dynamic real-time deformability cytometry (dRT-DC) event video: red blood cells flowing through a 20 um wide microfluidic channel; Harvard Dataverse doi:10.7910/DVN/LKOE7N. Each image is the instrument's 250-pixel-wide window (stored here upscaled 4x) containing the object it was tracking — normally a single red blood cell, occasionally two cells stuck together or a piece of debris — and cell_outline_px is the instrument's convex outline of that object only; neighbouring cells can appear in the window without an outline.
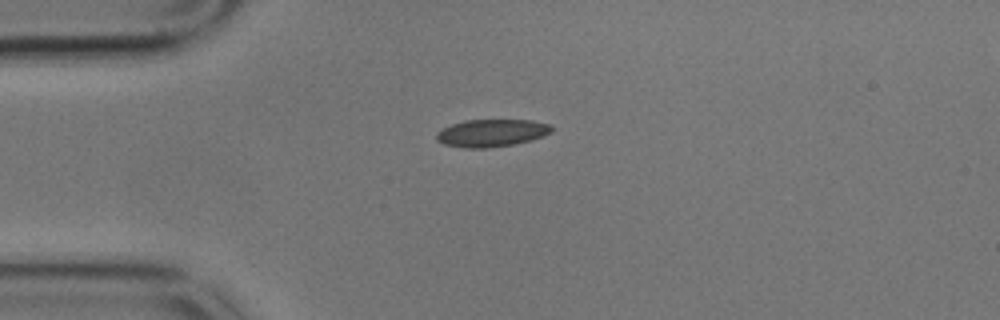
{"species": "common noctule bat (a hibernating species)", "species_latin": "Nyctalus noctula", "temperature_condition": "cold", "stored_images_in_passage": 45, "camera_frame_rate_fps": 3000, "um_per_image_px": 0.085, "animal": {"sex": "male", "body_mass_g": 17.9}, "frame": {"image": 1, "passage_image": 1, "time_ms": 0.0, "image_size_px": [1000, 320], "cell_outline_px": [[556, 128], [552, 132], [544, 136], [532, 140], [512, 144], [484, 148], [464, 148], [444, 144], [436, 140], [436, 132], [440, 128], [464, 120], [532, 120], [552, 124]], "centroid_in_image_um": [41.81, 11.29], "position_along_channel_um": 43.2, "area_um2": 18.73}}
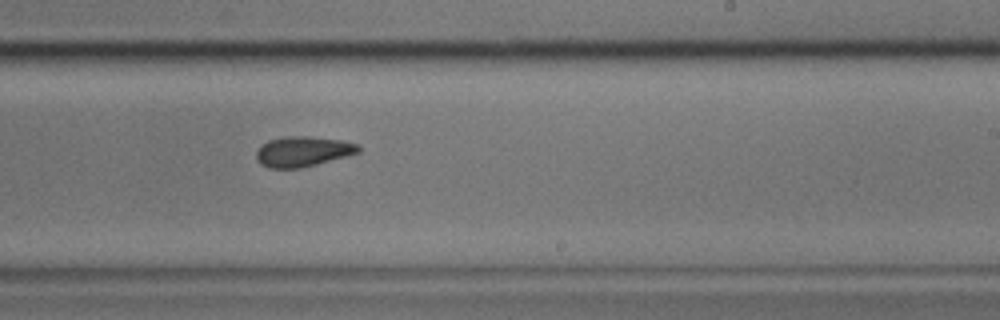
{"frame": {"image": 2, "passage_image": 22, "time_ms": 7.0, "image_size_px": [1000, 320], "cell_outline_px": [[360, 152], [348, 156], [300, 168], [268, 168], [260, 164], [256, 160], [256, 152], [268, 140], [284, 136], [304, 136], [344, 140], [360, 144]], "centroid_in_image_um": [25.77, 12.87], "position_along_channel_um": 263.2, "area_um2": 18.09}}
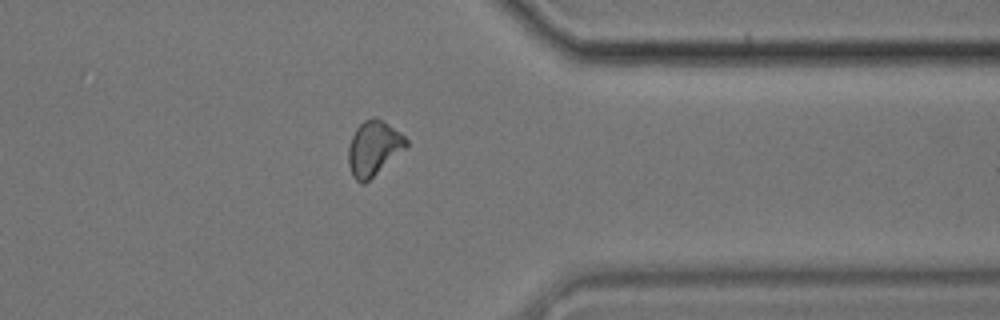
{"frame": {"image": 3, "passage_image": 33, "time_ms": 10.667, "image_size_px": [1000, 320], "cell_outline_px": [[408, 144], [404, 148], [364, 184], [360, 184], [352, 176], [348, 164], [348, 148], [352, 136], [356, 128], [364, 120], [372, 116], [388, 124], [400, 132], [408, 140]], "centroid_in_image_um": [31.72, 12.6], "position_along_channel_um": 379.7, "area_um2": 18.09}, "authors_computed_cell_mechanics": {"area_um2": 18.2648, "velocity_mm_per_s": 3.4139, "shape_relaxation_time_tau1_ms": 4.7921, "shape_relaxation_time_tau2_ms": 5.378, "deformation_change_tau1": 0.1141, "deformation_change_tau2": 0.1033}}